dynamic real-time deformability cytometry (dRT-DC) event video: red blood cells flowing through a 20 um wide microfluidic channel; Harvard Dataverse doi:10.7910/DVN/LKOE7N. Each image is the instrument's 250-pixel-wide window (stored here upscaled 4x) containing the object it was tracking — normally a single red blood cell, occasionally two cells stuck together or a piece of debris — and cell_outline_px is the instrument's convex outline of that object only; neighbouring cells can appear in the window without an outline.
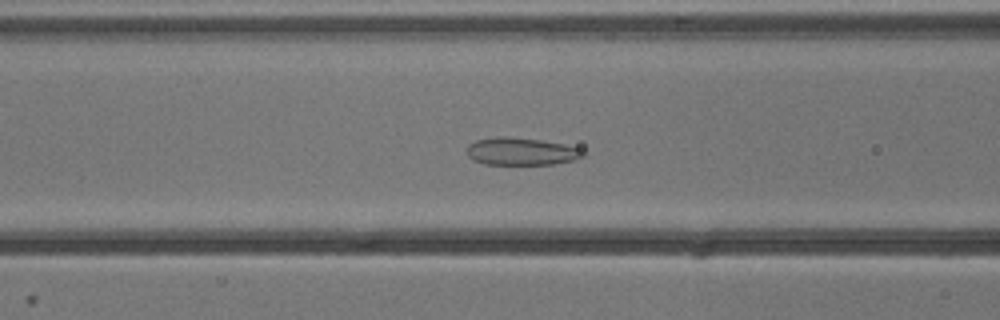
{"species": "common noctule bat (a hibernating species)", "species_latin": "Nyctalus noctula", "temperature_condition": "cold", "stored_images_in_passage": 54, "camera_frame_rate_fps": 3000, "um_per_image_px": 0.085, "animal": {"sex": "male", "body_mass_g": 13.3}, "frame": {"image": 1, "passage_image": 22, "time_ms": 7.0, "image_size_px": [1000, 320], "cell_outline_px": [[584, 156], [572, 160], [552, 164], [484, 164], [468, 156], [468, 144], [476, 140], [500, 136], [504, 136], [540, 140], [564, 144], [580, 148], [584, 152]], "centroid_in_image_um": [44.31, 12.86], "position_along_channel_um": 122.3, "area_um2": 18.38}}
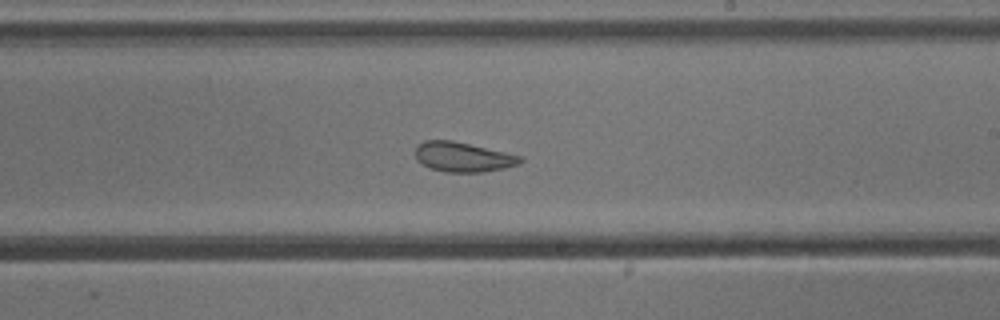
{"frame": {"image": 2, "passage_image": 32, "time_ms": 10.333, "image_size_px": [1000, 320], "cell_outline_px": [[524, 160], [520, 164], [504, 168], [480, 172], [444, 172], [432, 168], [416, 160], [416, 144], [424, 140], [452, 140], [524, 156]], "centroid_in_image_um": [39.38, 13.33], "position_along_channel_um": 249.6, "area_um2": 18.26}}
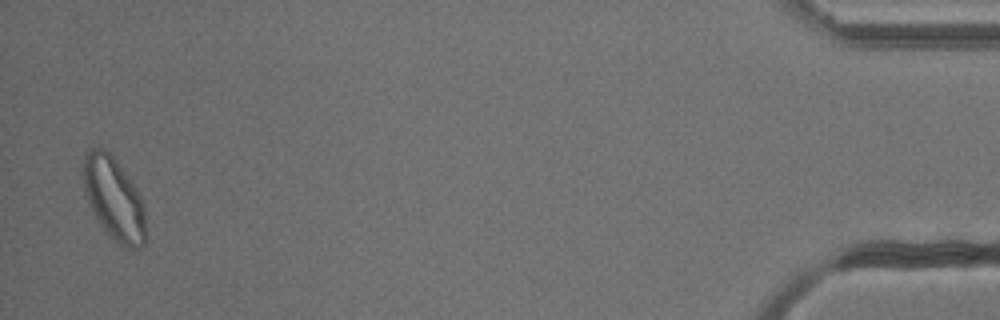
{"frame": {"image": 3, "passage_image": 53, "time_ms": 17.333, "image_size_px": [1000, 320], "cell_outline_px": [[144, 244], [140, 248], [120, 248], [96, 220], [88, 204], [84, 192], [80, 172], [84, 156], [92, 148], [104, 148], [116, 160], [136, 188], [144, 204]], "centroid_in_image_um": [9.62, 16.9], "position_along_channel_um": 425.6, "area_um2": 30.58}, "authors_computed_cell_mechanics": {"area_um2": 23.8136, "velocity_mm_per_s": 3.827, "shape_relaxation_time_tau1_ms": null, "shape_relaxation_time_tau2_ms": 2.1996, "deformation_change_tau1": null, "deformation_change_tau2": 0.0723}}